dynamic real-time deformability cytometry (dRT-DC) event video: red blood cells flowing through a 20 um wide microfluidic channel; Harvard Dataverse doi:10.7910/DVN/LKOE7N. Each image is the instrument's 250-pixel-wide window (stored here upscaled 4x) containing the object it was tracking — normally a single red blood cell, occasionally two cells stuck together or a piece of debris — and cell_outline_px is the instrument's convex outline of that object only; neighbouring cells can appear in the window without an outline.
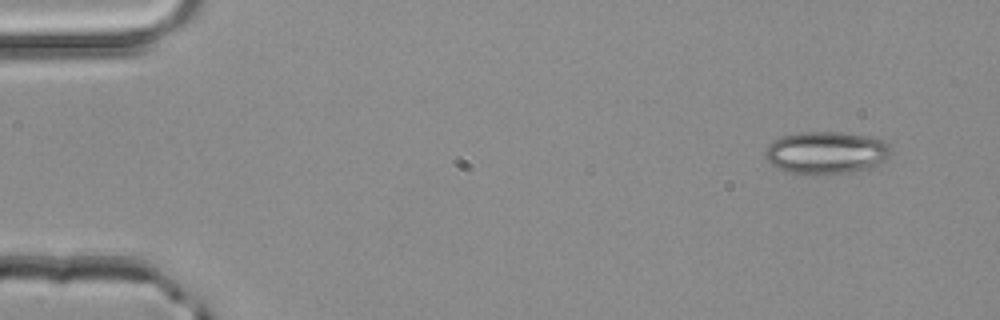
{"species": "common noctule bat (a hibernating species)", "species_latin": "Nyctalus noctula", "temperature_condition": "room temperature", "stored_images_in_passage": 3, "camera_frame_rate_fps": 3000, "um_per_image_px": 0.085, "animal": {"sex": "male", "body_mass_g": 20.4}, "frame": {"image": 1, "passage_image": 1, "time_ms": 0.0, "image_size_px": [1000, 320], "cell_outline_px": [[888, 156], [876, 168], [848, 172], [812, 176], [804, 176], [784, 172], [776, 168], [764, 156], [764, 148], [772, 140], [780, 136], [800, 132], [840, 132], [864, 136], [884, 140], [888, 144]], "centroid_in_image_um": [70.14, 13.01], "position_along_channel_um": 14.9, "area_um2": 31.79}}